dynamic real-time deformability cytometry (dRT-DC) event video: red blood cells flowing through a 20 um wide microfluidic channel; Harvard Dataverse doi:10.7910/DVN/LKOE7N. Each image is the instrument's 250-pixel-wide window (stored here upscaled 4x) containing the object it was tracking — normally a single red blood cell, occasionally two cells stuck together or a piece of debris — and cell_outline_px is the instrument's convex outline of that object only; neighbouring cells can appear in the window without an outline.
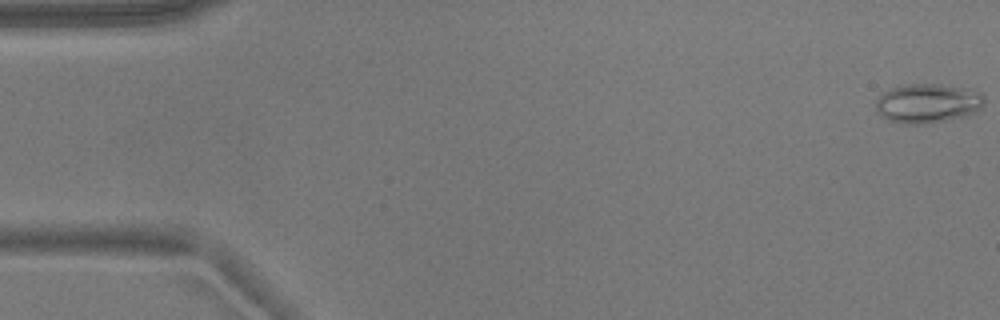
{"species": "common noctule bat (a hibernating species)", "species_latin": "Nyctalus noctula", "temperature_condition": "warm", "stored_images_in_passage": 18, "camera_frame_rate_fps": 3000, "um_per_image_px": 0.085, "animal": {"sex": "male", "body_mass_g": 17.9}, "frame": {"image": 1, "passage_image": 1, "time_ms": 0.0, "image_size_px": [1000, 320], "cell_outline_px": [[984, 104], [976, 112], [968, 116], [924, 124], [900, 124], [888, 120], [880, 116], [876, 112], [876, 100], [884, 92], [892, 88], [908, 84], [940, 84], [972, 88], [980, 92], [984, 96]], "centroid_in_image_um": [78.88, 8.78], "position_along_channel_um": 6.1, "area_um2": 25.26}}